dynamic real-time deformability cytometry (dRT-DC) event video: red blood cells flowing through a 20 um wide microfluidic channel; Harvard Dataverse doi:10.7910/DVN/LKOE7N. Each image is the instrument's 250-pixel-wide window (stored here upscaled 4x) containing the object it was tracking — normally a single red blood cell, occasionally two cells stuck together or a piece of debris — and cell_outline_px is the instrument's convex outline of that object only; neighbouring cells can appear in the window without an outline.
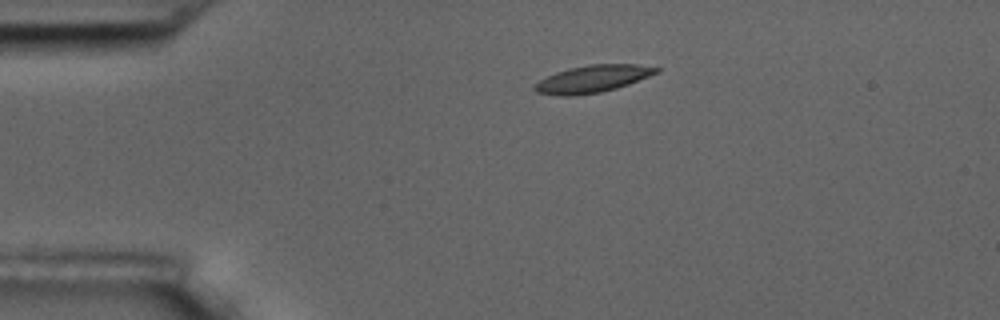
{"species": "common noctule bat (a hibernating species)", "species_latin": "Nyctalus noctula", "temperature_condition": "room temperature", "stored_images_in_passage": 3, "camera_frame_rate_fps": 3000, "um_per_image_px": 0.085, "animal": {"sex": "male", "body_mass_g": 17.5, "forearm_length_mm": 52.3}, "frame": {"image": 1, "passage_image": 1, "time_ms": 0.0, "image_size_px": [1000, 320], "cell_outline_px": [[660, 72], [628, 84], [616, 88], [600, 92], [572, 96], [560, 96], [536, 92], [532, 88], [540, 80], [556, 72], [568, 68], [588, 64], [636, 64], [660, 68]], "centroid_in_image_um": [50.37, 6.7], "position_along_channel_um": 34.6, "area_um2": 19.25}}
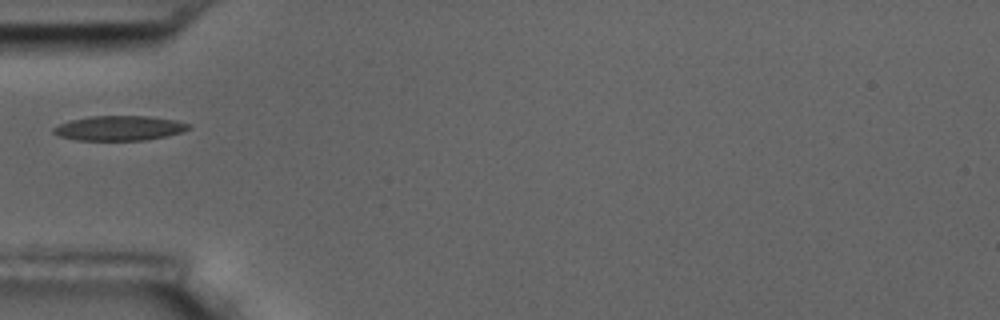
{"frame": {"image": 2, "passage_image": 3, "time_ms": 2.333, "image_size_px": [1000, 320], "cell_outline_px": [[192, 128], [184, 132], [168, 136], [144, 140], [76, 140], [60, 136], [52, 132], [52, 128], [60, 124], [72, 120], [88, 116], [148, 116], [176, 120], [192, 124]], "centroid_in_image_um": [10.21, 10.89], "position_along_channel_um": 74.8, "area_um2": 19.65}}